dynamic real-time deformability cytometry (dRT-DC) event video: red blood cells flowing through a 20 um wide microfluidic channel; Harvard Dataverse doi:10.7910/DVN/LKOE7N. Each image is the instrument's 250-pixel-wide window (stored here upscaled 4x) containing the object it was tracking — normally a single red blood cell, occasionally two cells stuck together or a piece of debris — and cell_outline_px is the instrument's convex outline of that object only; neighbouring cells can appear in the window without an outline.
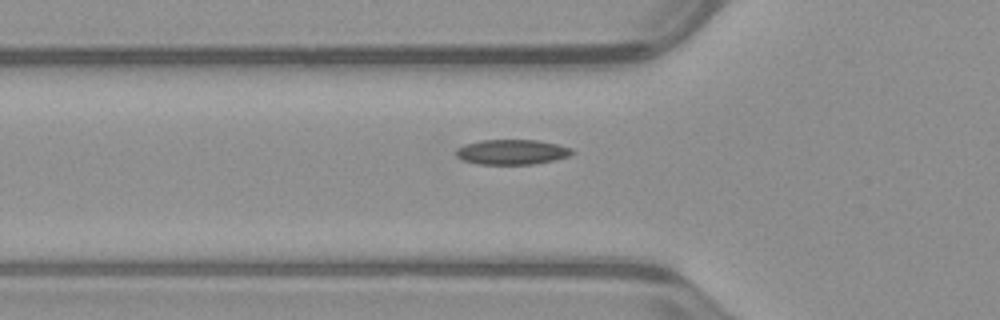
{"species": "common noctule bat (a hibernating species)", "species_latin": "Nyctalus noctula", "temperature_condition": "warm", "stored_images_in_passage": 39, "camera_frame_rate_fps": 3000, "um_per_image_px": 0.085, "animal": {"sex": "male", "body_mass_g": 23.1, "forearm_length_mm": 52.7}, "frame": {"image": 1, "passage_image": 7, "time_ms": 2.0, "image_size_px": [1000, 320], "cell_outline_px": [[576, 152], [568, 156], [556, 160], [532, 164], [476, 164], [464, 160], [456, 156], [456, 148], [464, 144], [480, 140], [536, 140], [556, 144], [572, 148]], "centroid_in_image_um": [43.51, 12.92], "position_along_channel_um": 82.3, "area_um2": 16.99}}
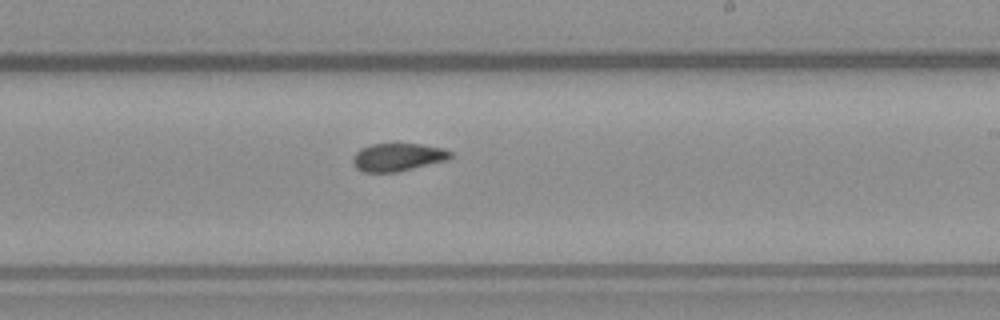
{"frame": {"image": 2, "passage_image": 20, "time_ms": 6.333, "image_size_px": [1000, 320], "cell_outline_px": [[452, 156], [448, 160], [400, 172], [364, 172], [356, 168], [352, 164], [352, 156], [360, 148], [372, 144], [420, 144], [444, 148], [452, 152]], "centroid_in_image_um": [33.81, 13.37], "position_along_channel_um": 255.2, "area_um2": 16.13}}
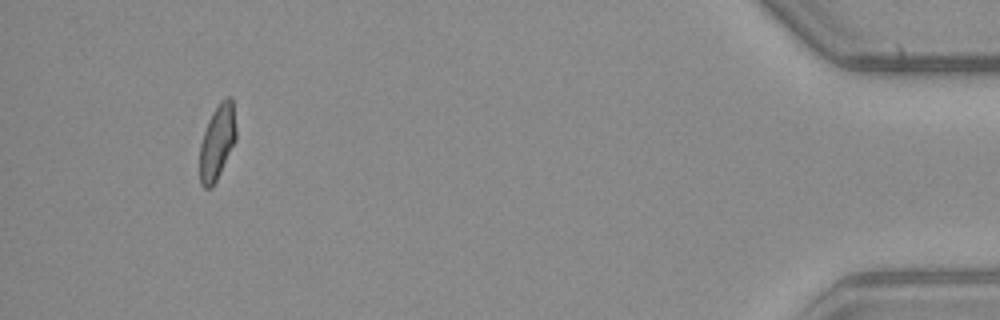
{"frame": {"image": 3, "passage_image": 38, "time_ms": 12.333, "image_size_px": [1000, 320], "cell_outline_px": [[236, 140], [212, 188], [204, 188], [200, 184], [200, 144], [208, 120], [212, 112], [220, 100], [224, 96], [232, 96], [236, 128]], "centroid_in_image_um": [18.47, 12.03], "position_along_channel_um": 416.7, "area_um2": 15.95}}